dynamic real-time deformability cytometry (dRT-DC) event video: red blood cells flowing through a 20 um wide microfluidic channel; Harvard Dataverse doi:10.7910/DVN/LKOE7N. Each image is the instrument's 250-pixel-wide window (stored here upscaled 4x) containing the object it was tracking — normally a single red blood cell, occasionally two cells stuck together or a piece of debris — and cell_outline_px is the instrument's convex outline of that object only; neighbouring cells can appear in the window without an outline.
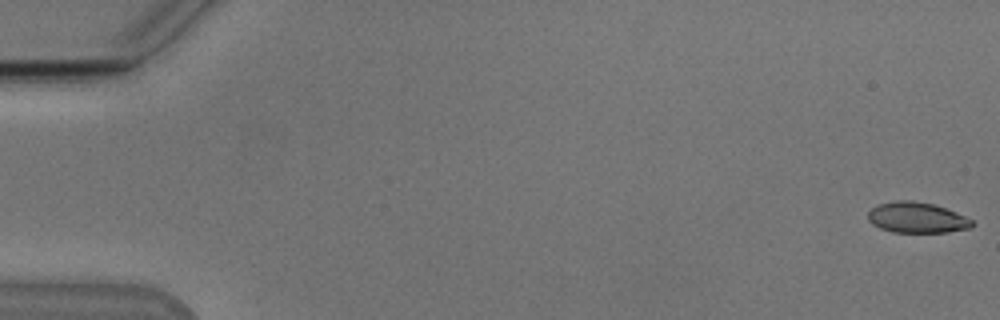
{"species": "Egyptian fruit bat (a non-hibernating species)", "species_latin": "Rousettus aegyptiacus", "temperature_condition": "cold", "stored_images_in_passage": 54, "camera_frame_rate_fps": 3000, "um_per_image_px": 0.085, "animal": {"sex": "male"}, "frame": {"image": 1, "passage_image": 1, "time_ms": 0.0, "image_size_px": [1000, 320], "cell_outline_px": [[976, 224], [972, 228], [948, 232], [892, 232], [880, 228], [872, 224], [868, 220], [868, 212], [872, 208], [880, 204], [896, 200], [912, 200], [932, 204], [956, 212], [972, 220]], "centroid_in_image_um": [77.95, 18.5], "position_along_channel_um": 7.1, "area_um2": 18.61}}
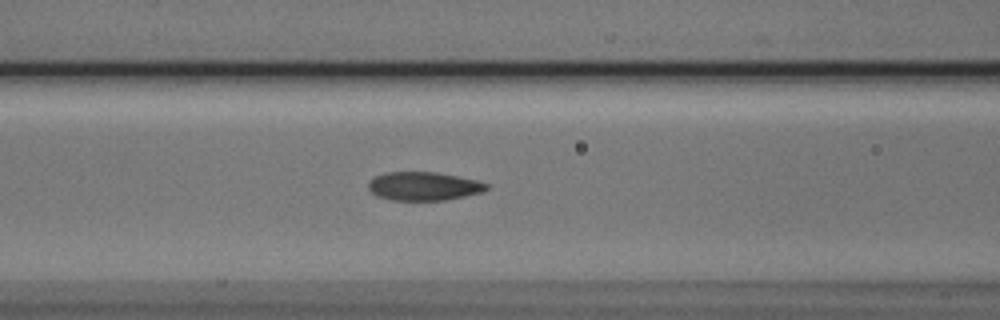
{"frame": {"image": 2, "passage_image": 23, "time_ms": 7.333, "image_size_px": [1000, 320], "cell_outline_px": [[488, 188], [484, 192], [444, 200], [392, 200], [376, 196], [368, 188], [368, 180], [384, 172], [436, 172], [476, 180], [488, 184]], "centroid_in_image_um": [35.99, 15.82], "position_along_channel_um": 130.6, "area_um2": 19.65}}
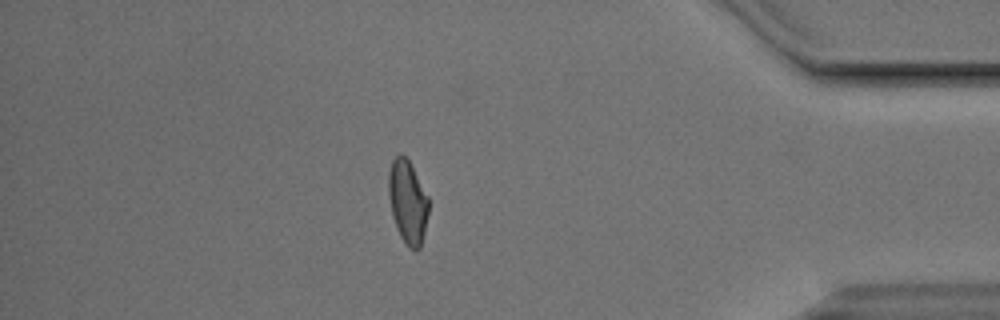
{"frame": {"image": 3, "passage_image": 47, "time_ms": 15.333, "image_size_px": [1000, 320], "cell_outline_px": [[428, 212], [424, 232], [420, 248], [416, 252], [408, 248], [400, 236], [396, 228], [392, 216], [388, 196], [388, 172], [392, 160], [400, 152], [408, 160], [428, 196]], "centroid_in_image_um": [34.63, 17.18], "position_along_channel_um": 400.6, "area_um2": 19.54}, "authors_computed_cell_mechanics": {"area_um2": 19.7098, "velocity_mm_per_s": 3.832, "shape_relaxation_time_tau1_ms": 5.5277, "shape_relaxation_time_tau2_ms": 1.3451, "deformation_change_tau1": 0.1647, "deformation_change_tau2": 0.0601}}